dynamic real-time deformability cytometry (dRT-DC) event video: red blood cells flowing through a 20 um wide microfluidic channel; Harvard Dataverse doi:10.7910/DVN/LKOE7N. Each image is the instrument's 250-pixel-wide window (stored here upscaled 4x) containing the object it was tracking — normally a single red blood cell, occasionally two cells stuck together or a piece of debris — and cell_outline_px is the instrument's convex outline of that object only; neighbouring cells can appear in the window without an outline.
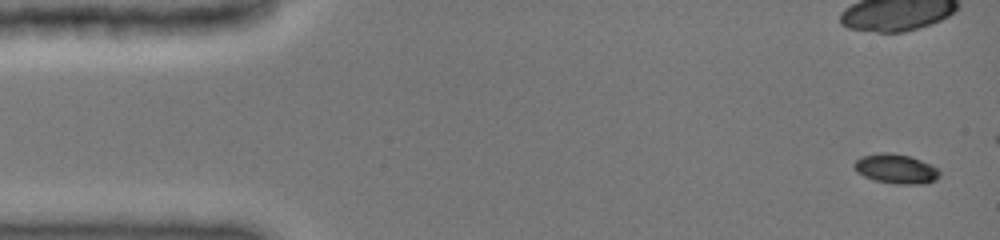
{"species": "common noctule bat (a hibernating species)", "species_latin": "Nyctalus noctula", "temperature_condition": "cold", "stored_images_in_passage": 5, "camera_frame_rate_fps": 3000, "um_per_image_px": 0.085, "animal": {"sex": "female", "body_mass_g": 19.0, "forearm_length_mm": 51.5}, "frame": {"image": 1, "passage_image": 1, "time_ms": 0.0, "image_size_px": [1000, 240], "cell_outline_px": [[940, 176], [936, 180], [928, 184], [896, 184], [876, 180], [864, 176], [856, 172], [852, 164], [860, 156], [880, 152], [888, 152], [908, 156], [932, 164], [940, 172]], "centroid_in_image_um": [76.15, 14.35], "position_along_channel_um": 8.8, "area_um2": 14.85}}